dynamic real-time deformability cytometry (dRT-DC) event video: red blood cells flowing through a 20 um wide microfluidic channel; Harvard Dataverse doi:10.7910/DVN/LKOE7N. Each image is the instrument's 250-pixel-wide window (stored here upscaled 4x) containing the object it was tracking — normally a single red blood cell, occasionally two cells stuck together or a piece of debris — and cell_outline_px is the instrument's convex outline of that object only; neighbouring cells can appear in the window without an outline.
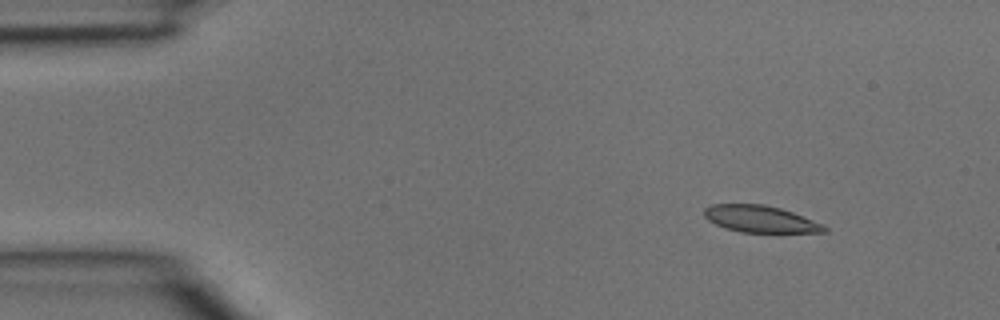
{"species": "common noctule bat (a hibernating species)", "species_latin": "Nyctalus noctula", "temperature_condition": "room temperature", "stored_images_in_passage": 35, "camera_frame_rate_fps": 3000, "um_per_image_px": 0.085, "animal": {"sex": "male", "body_mass_g": 15.6}, "frame": {"image": 1, "passage_image": 1, "time_ms": 0.0, "image_size_px": [1000, 320], "cell_outline_px": [[828, 232], [740, 232], [724, 228], [708, 220], [704, 216], [704, 208], [712, 204], [764, 204], [780, 208], [792, 212], [824, 224], [828, 228]], "centroid_in_image_um": [64.63, 18.61], "position_along_channel_um": 20.4, "area_um2": 18.79}}
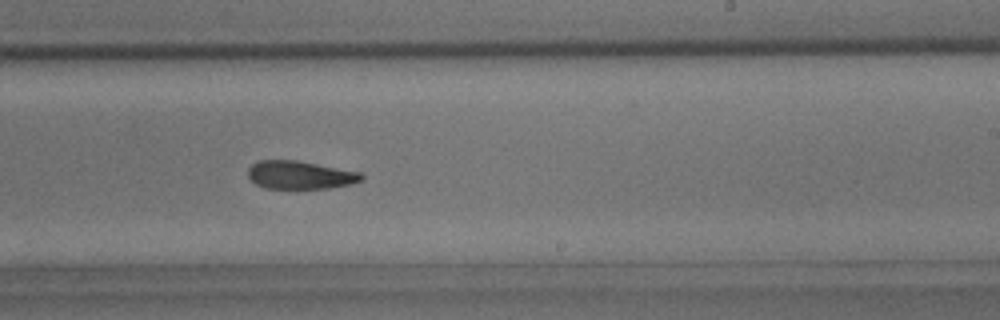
{"frame": {"image": 2, "passage_image": 20, "time_ms": 6.333, "image_size_px": [1000, 320], "cell_outline_px": [[364, 180], [352, 184], [328, 188], [264, 188], [256, 184], [248, 176], [248, 168], [252, 164], [260, 160], [296, 160], [360, 172], [364, 176]], "centroid_in_image_um": [25.52, 14.87], "position_along_channel_um": 263.5, "area_um2": 18.55}}
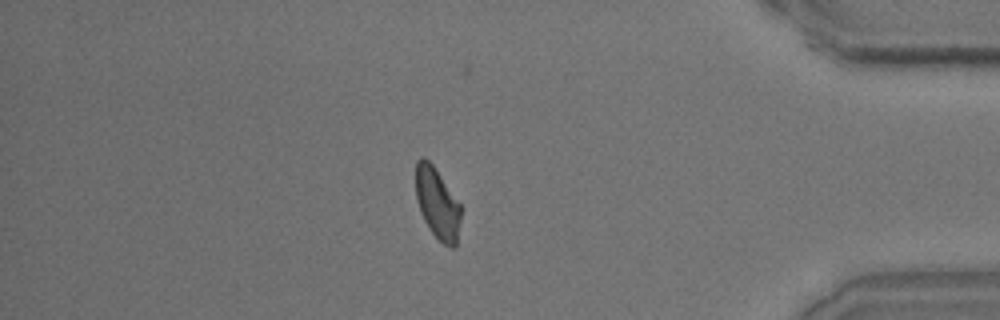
{"frame": {"image": 3, "passage_image": 30, "time_ms": 9.667, "image_size_px": [1000, 320], "cell_outline_px": [[460, 220], [456, 248], [452, 248], [444, 244], [432, 232], [424, 220], [420, 212], [416, 200], [416, 160], [420, 156], [424, 156], [432, 164], [460, 204]], "centroid_in_image_um": [37.15, 17.28], "position_along_channel_um": 398.0, "area_um2": 18.5}}